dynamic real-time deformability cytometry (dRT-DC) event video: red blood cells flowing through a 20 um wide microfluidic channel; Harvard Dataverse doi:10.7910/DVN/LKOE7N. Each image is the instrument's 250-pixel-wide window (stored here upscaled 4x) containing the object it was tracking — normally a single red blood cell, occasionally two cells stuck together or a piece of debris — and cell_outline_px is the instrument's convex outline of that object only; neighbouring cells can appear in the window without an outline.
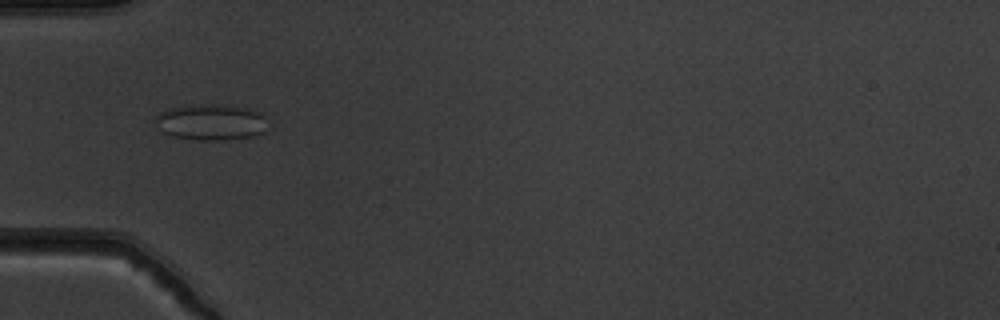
{"species": "common noctule bat (a hibernating species)", "species_latin": "Nyctalus noctula", "temperature_condition": "warm", "stored_images_in_passage": 40, "camera_frame_rate_fps": 3000, "um_per_image_px": 0.085, "animal": {"sex": "male", "body_mass_g": 19.5, "forearm_length_mm": 54.6}, "frame": {"image": 1, "passage_image": 5, "time_ms": 1.333, "image_size_px": [1000, 320], "cell_outline_px": [[264, 132], [256, 136], [224, 140], [200, 140], [172, 136], [164, 132], [156, 124], [156, 116], [160, 112], [168, 108], [248, 108], [260, 112], [264, 116]], "centroid_in_image_um": [17.95, 10.46], "position_along_channel_um": 67.1, "area_um2": 22.08}}
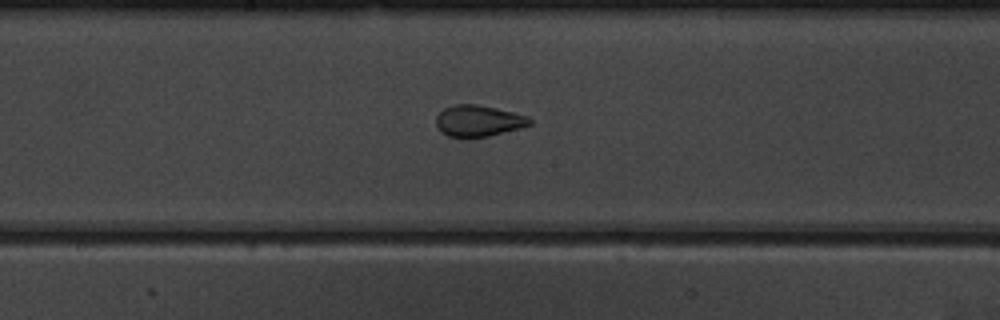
{"frame": {"image": 2, "passage_image": 16, "time_ms": 5.0, "image_size_px": [1000, 320], "cell_outline_px": [[532, 124], [520, 128], [488, 136], [448, 136], [440, 132], [436, 124], [436, 116], [444, 108], [452, 104], [476, 104], [496, 108], [528, 116], [532, 120]], "centroid_in_image_um": [40.65, 10.25], "position_along_channel_um": 207.5, "area_um2": 16.94}}
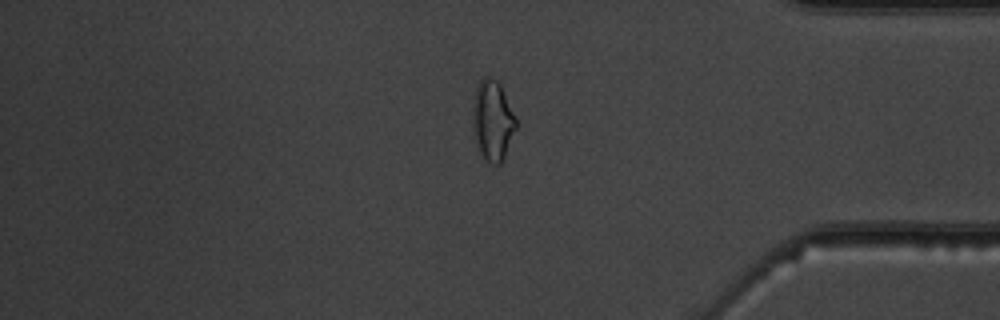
{"frame": {"image": 3, "passage_image": 32, "time_ms": 10.333, "image_size_px": [1000, 320], "cell_outline_px": [[516, 128], [504, 156], [500, 164], [488, 164], [484, 160], [480, 152], [472, 132], [472, 108], [476, 88], [480, 80], [484, 76], [488, 76], [500, 80], [516, 120]], "centroid_in_image_um": [41.85, 10.21], "position_along_channel_um": 393.4, "area_um2": 20.52}, "authors_computed_cell_mechanics": {"area_um2": 18.1781, "velocity_mm_per_s": 3.8611, "shape_relaxation_time_tau1_ms": null, "shape_relaxation_time_tau2_ms": 0.6762, "deformation_change_tau1": null, "deformation_change_tau2": 0.0819}}